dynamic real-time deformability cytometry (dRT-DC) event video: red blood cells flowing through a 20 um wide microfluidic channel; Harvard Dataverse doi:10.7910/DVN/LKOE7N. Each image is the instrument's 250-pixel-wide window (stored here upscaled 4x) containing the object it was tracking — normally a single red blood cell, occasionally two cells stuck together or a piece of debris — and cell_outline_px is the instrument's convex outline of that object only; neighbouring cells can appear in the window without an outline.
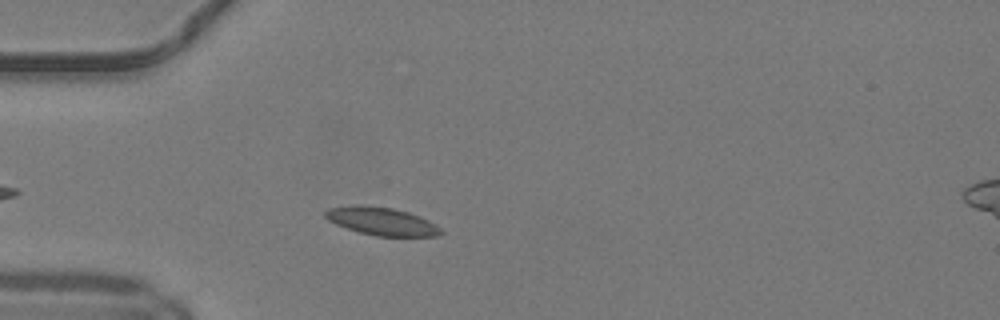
{"species": "common noctule bat (a hibernating species)", "species_latin": "Nyctalus noctula", "temperature_condition": "warm", "stored_images_in_passage": 33, "camera_frame_rate_fps": 3000, "um_per_image_px": 0.085, "animal": {"sex": "male", "body_mass_g": 19.2, "forearm_length_mm": 51.8}, "frame": {"image": 1, "passage_image": 6, "time_ms": 1.667, "image_size_px": [1000, 320], "cell_outline_px": [[444, 232], [436, 236], [376, 236], [360, 232], [336, 224], [328, 220], [324, 216], [324, 212], [328, 208], [356, 204], [360, 204], [392, 208], [408, 212], [428, 220], [436, 224]], "centroid_in_image_um": [32.42, 18.8], "position_along_channel_um": 52.6, "area_um2": 18.79}}
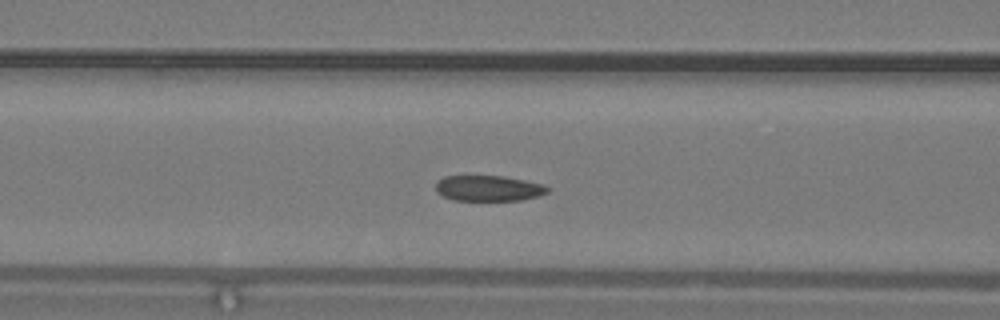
{"frame": {"image": 2, "passage_image": 12, "time_ms": 3.667, "image_size_px": [1000, 320], "cell_outline_px": [[548, 192], [536, 196], [520, 200], [452, 200], [436, 192], [436, 184], [444, 176], [504, 176], [524, 180], [540, 184], [548, 188]], "centroid_in_image_um": [41.48, 16.0], "position_along_channel_um": 125.1, "area_um2": 16.42}}
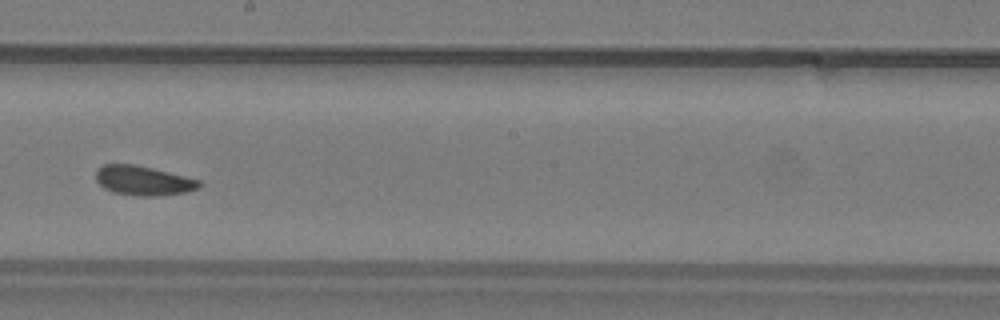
{"frame": {"image": 3, "passage_image": 20, "time_ms": 6.333, "image_size_px": [1000, 320], "cell_outline_px": [[204, 184], [200, 188], [188, 192], [160, 196], [140, 196], [112, 192], [104, 188], [96, 180], [96, 172], [104, 164], [132, 164], [152, 168], [200, 180]], "centroid_in_image_um": [12.23, 15.37], "position_along_channel_um": 236.0, "area_um2": 17.8}, "authors_computed_cell_mechanics": {"area_um2": 17.918, "velocity_mm_per_s": 4.1629, "shape_relaxation_time_tau1_ms": 8.9801, "shape_relaxation_time_tau2_ms": 2.982, "deformation_change_tau1": 0.1164, "deformation_change_tau2": 0.0774}}